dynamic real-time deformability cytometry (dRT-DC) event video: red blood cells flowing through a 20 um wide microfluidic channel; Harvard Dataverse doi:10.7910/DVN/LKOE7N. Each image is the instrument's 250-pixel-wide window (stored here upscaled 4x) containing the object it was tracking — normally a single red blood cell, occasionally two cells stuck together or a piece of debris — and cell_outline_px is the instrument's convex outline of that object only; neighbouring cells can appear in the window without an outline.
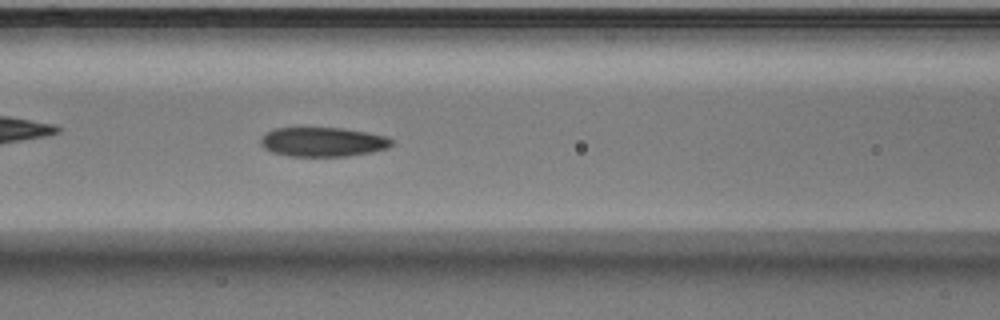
{"species": "Egyptian fruit bat (a non-hibernating species)", "species_latin": "Rousettus aegyptiacus", "temperature_condition": "warm", "stored_images_in_passage": 29, "camera_frame_rate_fps": 3000, "um_per_image_px": 0.085, "animal": {"sex": "male"}, "frame": {"image": 1, "passage_image": 6, "time_ms": 1.667, "image_size_px": [1000, 320], "cell_outline_px": [[392, 144], [388, 148], [372, 152], [348, 156], [288, 156], [272, 152], [264, 148], [260, 144], [260, 140], [268, 132], [276, 128], [344, 128], [368, 132], [388, 136], [392, 140]], "centroid_in_image_um": [27.48, 12.06], "position_along_channel_um": 139.1, "area_um2": 22.43}}
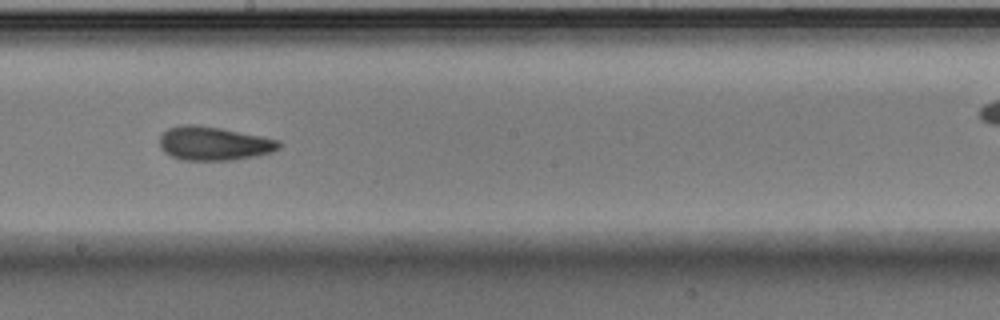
{"frame": {"image": 2, "passage_image": 13, "time_ms": 4.0, "image_size_px": [1000, 320], "cell_outline_px": [[280, 148], [272, 152], [256, 156], [232, 160], [180, 160], [164, 152], [160, 148], [160, 136], [168, 128], [180, 124], [192, 124], [220, 128], [280, 140]], "centroid_in_image_um": [18.15, 12.2], "position_along_channel_um": 230.0, "area_um2": 23.47}}
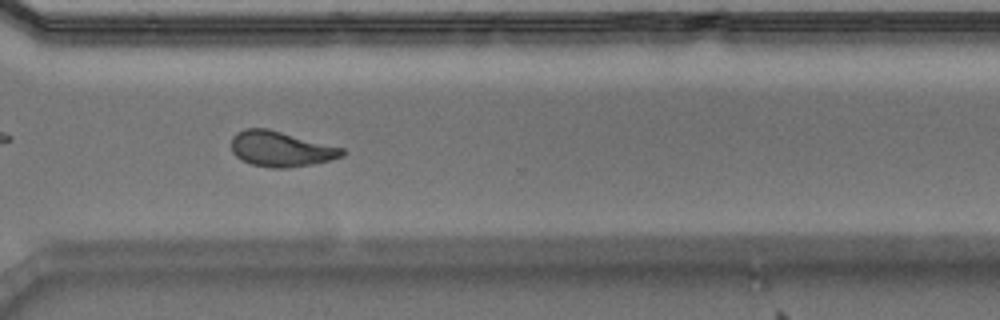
{"frame": {"image": 3, "passage_image": 22, "time_ms": 7.0, "image_size_px": [1000, 320], "cell_outline_px": [[344, 156], [312, 164], [288, 168], [272, 168], [252, 164], [236, 156], [232, 152], [232, 136], [236, 132], [244, 128], [268, 128], [344, 148]], "centroid_in_image_um": [23.86, 12.65], "position_along_channel_um": 346.7, "area_um2": 22.77}, "authors_computed_cell_mechanics": {"area_um2": 22.3686, "velocity_mm_per_s": 3.8884, "shape_relaxation_time_tau1_ms": 5.5123, "shape_relaxation_time_tau2_ms": 2.3461, "deformation_change_tau1": 0.1502, "deformation_change_tau2": 0.0812}}